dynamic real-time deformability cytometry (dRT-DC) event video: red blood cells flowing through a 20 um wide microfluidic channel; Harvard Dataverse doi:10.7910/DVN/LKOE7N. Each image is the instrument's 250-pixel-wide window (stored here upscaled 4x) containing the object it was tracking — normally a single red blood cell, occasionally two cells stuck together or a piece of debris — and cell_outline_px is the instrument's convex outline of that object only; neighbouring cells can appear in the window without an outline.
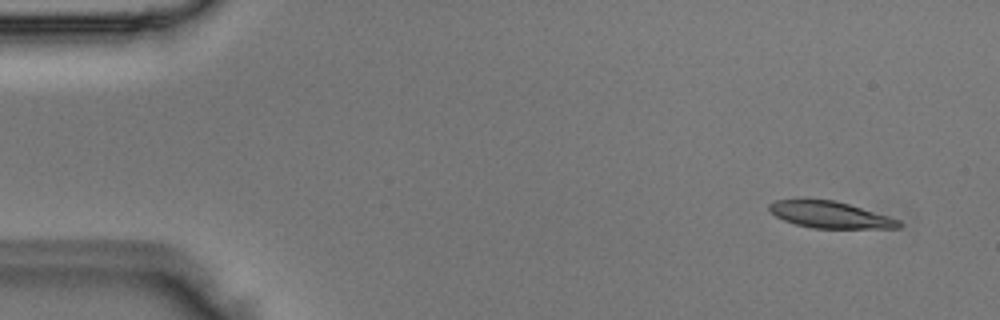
{"species": "Egyptian fruit bat (a non-hibernating species)", "species_latin": "Rousettus aegyptiacus", "temperature_condition": "room temperature", "stored_images_in_passage": 4, "camera_frame_rate_fps": 3000, "um_per_image_px": 0.085, "animal": {"sex": "male"}, "frame": {"image": 1, "passage_image": 1, "time_ms": 0.0, "image_size_px": [1000, 320], "cell_outline_px": [[904, 224], [900, 228], [812, 228], [796, 224], [784, 220], [776, 216], [768, 208], [768, 204], [776, 200], [804, 196], [836, 200], [888, 216], [900, 220]], "centroid_in_image_um": [70.5, 18.21], "position_along_channel_um": 14.5, "area_um2": 20.75}}
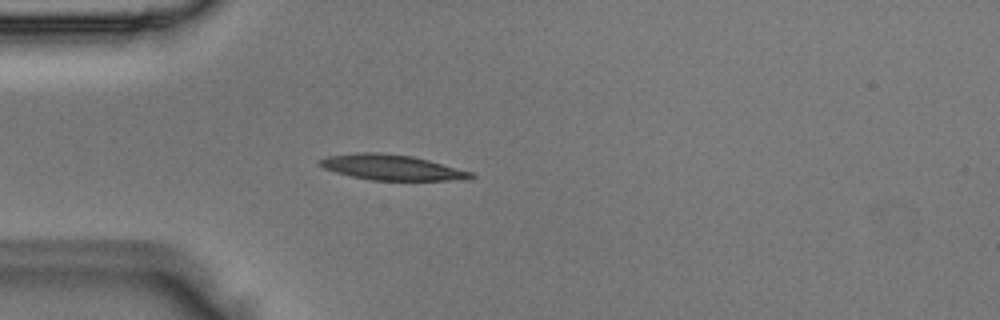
{"frame": {"image": 2, "passage_image": 4, "time_ms": 1.0, "image_size_px": [1000, 320], "cell_outline_px": [[476, 176], [468, 180], [372, 180], [352, 176], [336, 172], [324, 168], [316, 164], [316, 160], [328, 156], [356, 152], [380, 152], [412, 156], [428, 160], [472, 172]], "centroid_in_image_um": [33.27, 14.22], "position_along_channel_um": 51.7, "area_um2": 22.43}}